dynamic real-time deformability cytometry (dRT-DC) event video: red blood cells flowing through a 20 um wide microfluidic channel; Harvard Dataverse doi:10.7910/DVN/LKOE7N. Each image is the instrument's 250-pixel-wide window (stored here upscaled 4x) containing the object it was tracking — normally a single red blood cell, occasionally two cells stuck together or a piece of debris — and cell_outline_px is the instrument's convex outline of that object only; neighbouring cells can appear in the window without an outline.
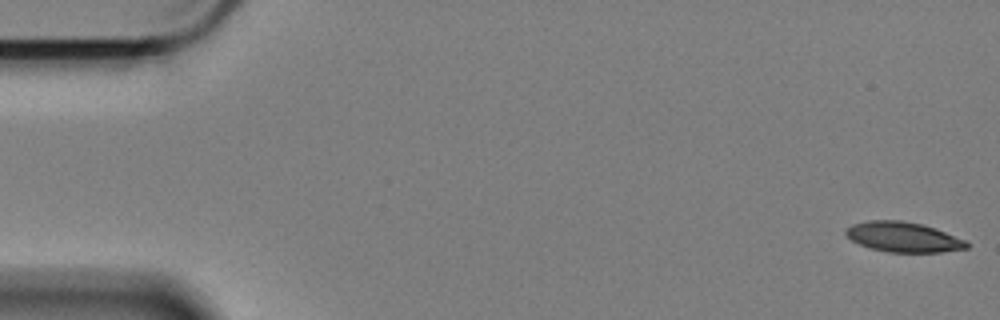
{"species": "Egyptian fruit bat (a non-hibernating species)", "species_latin": "Rousettus aegyptiacus", "temperature_condition": "cold", "stored_images_in_passage": 59, "camera_frame_rate_fps": 3000, "um_per_image_px": 0.085, "animal": {"sex": "female"}, "frame": {"image": 1, "passage_image": 1, "time_ms": 0.0, "image_size_px": [1000, 320], "cell_outline_px": [[968, 248], [940, 252], [888, 252], [868, 248], [852, 240], [844, 232], [844, 228], [852, 224], [868, 220], [900, 220], [920, 224], [936, 228], [964, 240], [968, 244]], "centroid_in_image_um": [76.73, 20.14], "position_along_channel_um": 8.3, "area_um2": 21.1}}
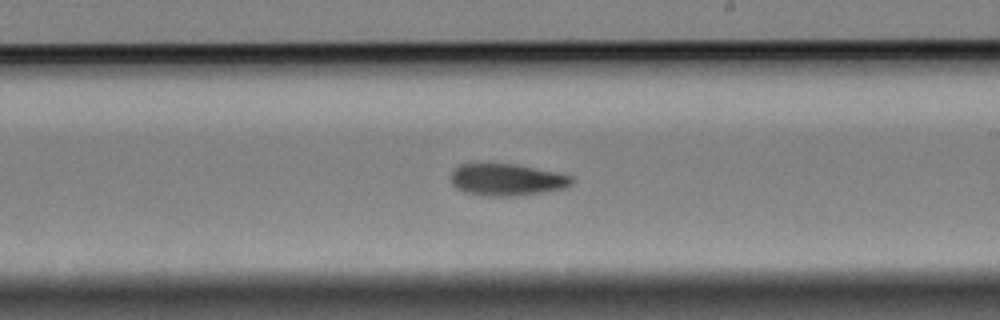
{"frame": {"image": 2, "passage_image": 34, "time_ms": 11.0, "image_size_px": [1000, 320], "cell_outline_px": [[576, 180], [568, 188], [520, 196], [480, 196], [464, 192], [456, 188], [452, 184], [452, 172], [460, 164], [516, 164], [564, 172], [572, 176]], "centroid_in_image_um": [43.19, 15.28], "position_along_channel_um": 245.8, "area_um2": 23.12}}
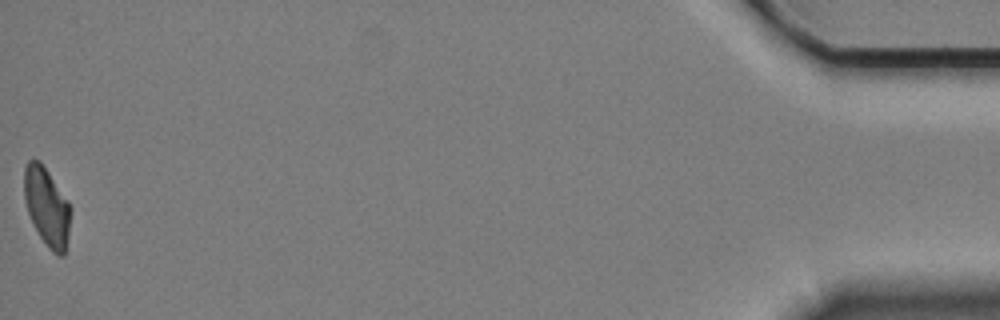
{"frame": {"image": 3, "passage_image": 59, "time_ms": 19.333, "image_size_px": [1000, 320], "cell_outline_px": [[72, 208], [68, 236], [64, 256], [60, 256], [52, 252], [48, 248], [32, 224], [24, 200], [24, 168], [28, 160], [40, 160], [68, 200]], "centroid_in_image_um": [3.99, 17.58], "position_along_channel_um": 431.2, "area_um2": 21.44}, "authors_computed_cell_mechanics": {"area_um2": 22.4264, "velocity_mm_per_s": 3.3778, "shape_relaxation_time_tau1_ms": 5.1168, "shape_relaxation_time_tau2_ms": 7.5113, "deformation_change_tau1": 0.1385, "deformation_change_tau2": 0.137}}